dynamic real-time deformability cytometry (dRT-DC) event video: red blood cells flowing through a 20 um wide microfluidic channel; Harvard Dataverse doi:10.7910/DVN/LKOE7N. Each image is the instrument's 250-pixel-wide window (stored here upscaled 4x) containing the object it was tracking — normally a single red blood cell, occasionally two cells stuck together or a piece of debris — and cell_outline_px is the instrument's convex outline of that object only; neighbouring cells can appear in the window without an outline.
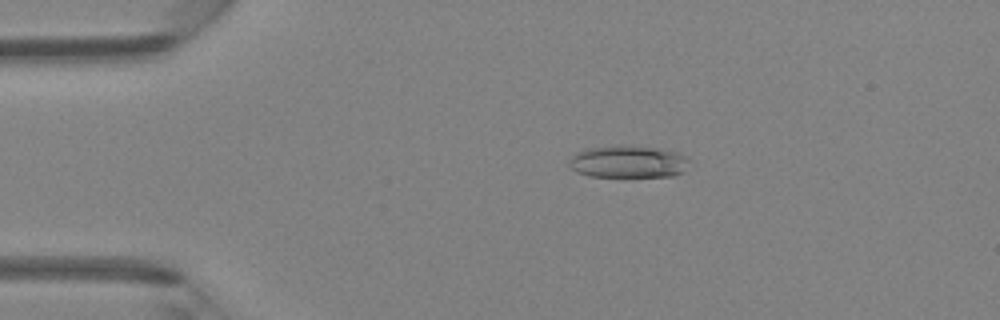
{"species": "Egyptian fruit bat (a non-hibernating species)", "species_latin": "Rousettus aegyptiacus", "temperature_condition": "room temperature", "stored_images_in_passage": 47, "camera_frame_rate_fps": 3000, "um_per_image_px": 0.085, "animal": {"sex": "female"}, "frame": {"image": 1, "passage_image": 10, "time_ms": 3.0, "image_size_px": [1000, 320], "cell_outline_px": [[688, 160], [680, 172], [672, 176], [588, 176], [576, 172], [568, 164], [568, 160], [576, 152], [584, 148], [656, 148], [676, 152], [688, 156]], "centroid_in_image_um": [53.33, 13.78], "position_along_channel_um": 31.7, "area_um2": 21.56}}
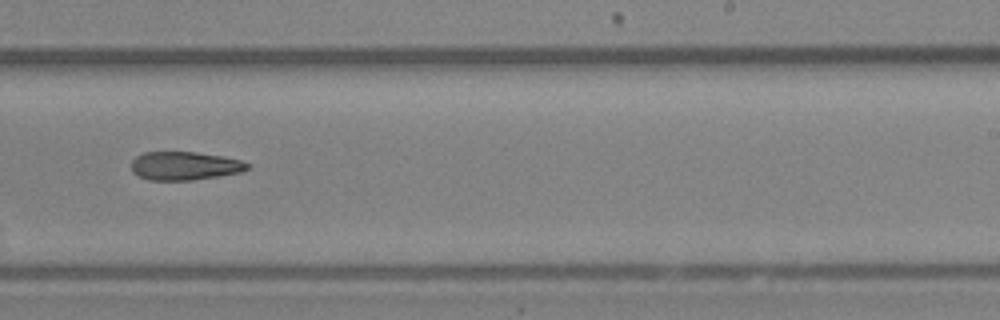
{"frame": {"image": 2, "passage_image": 30, "time_ms": 9.667, "image_size_px": [1000, 320], "cell_outline_px": [[248, 168], [240, 172], [192, 180], [148, 180], [136, 176], [132, 172], [132, 160], [136, 156], [144, 152], [196, 152], [220, 156], [240, 160], [248, 164]], "centroid_in_image_um": [15.62, 14.1], "position_along_channel_um": 273.4, "area_um2": 19.07}}
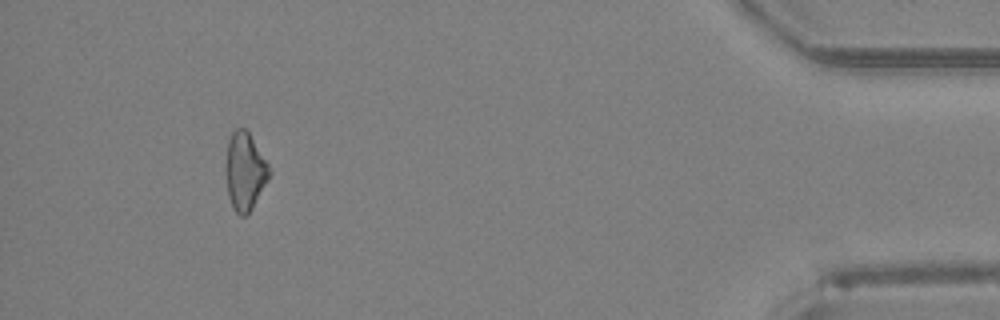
{"frame": {"image": 3, "passage_image": 44, "time_ms": 14.333, "image_size_px": [1000, 320], "cell_outline_px": [[272, 172], [268, 180], [248, 216], [240, 216], [232, 208], [228, 196], [228, 140], [232, 132], [236, 128], [244, 128], [248, 132], [268, 164]], "centroid_in_image_um": [20.86, 14.61], "position_along_channel_um": 414.3, "area_um2": 19.19}}